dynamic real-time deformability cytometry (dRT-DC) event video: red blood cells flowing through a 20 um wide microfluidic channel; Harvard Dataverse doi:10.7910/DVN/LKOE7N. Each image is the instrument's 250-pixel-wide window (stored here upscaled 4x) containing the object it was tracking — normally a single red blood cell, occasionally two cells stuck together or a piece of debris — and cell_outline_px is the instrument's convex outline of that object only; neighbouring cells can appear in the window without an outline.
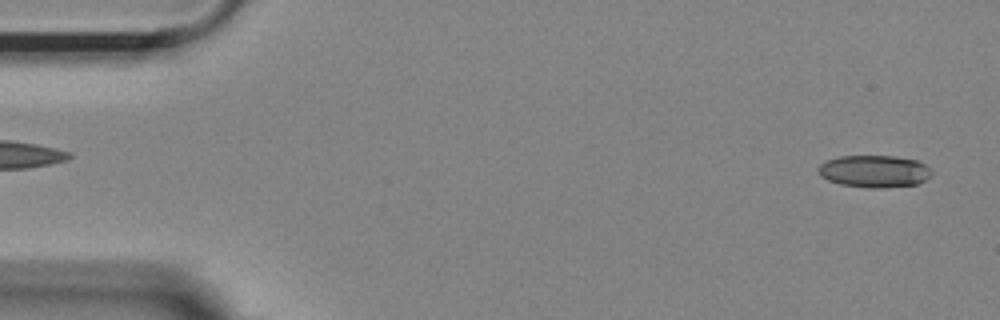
{"species": "Egyptian fruit bat (a non-hibernating species)", "species_latin": "Rousettus aegyptiacus", "temperature_condition": "room temperature", "stored_images_in_passage": 53, "camera_frame_rate_fps": 3000, "um_per_image_px": 0.085, "animal": {"sex": "female"}, "frame": {"image": 1, "passage_image": 2, "time_ms": 0.333, "image_size_px": [1000, 320], "cell_outline_px": [[932, 176], [916, 184], [884, 188], [868, 188], [840, 184], [828, 180], [820, 176], [816, 172], [816, 168], [820, 164], [828, 160], [840, 156], [896, 156], [916, 160], [924, 164], [932, 172]], "centroid_in_image_um": [74.28, 14.56], "position_along_channel_um": 10.7, "area_um2": 21.39}}
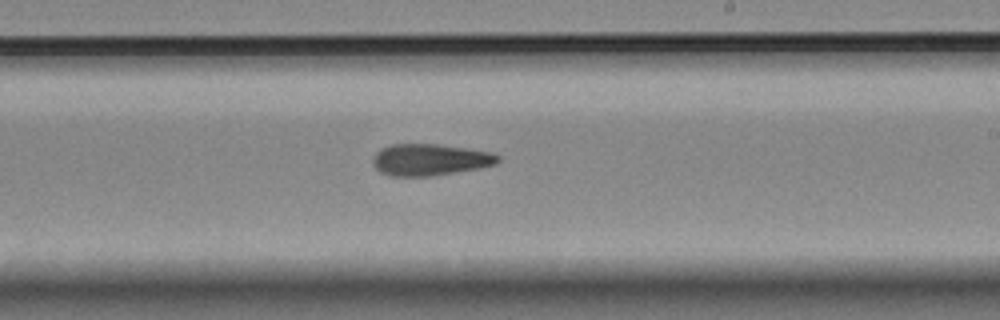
{"frame": {"image": 2, "passage_image": 31, "time_ms": 10.0, "image_size_px": [1000, 320], "cell_outline_px": [[500, 160], [496, 164], [480, 168], [432, 176], [388, 176], [380, 172], [376, 168], [372, 160], [376, 152], [380, 148], [392, 144], [436, 144], [492, 152], [500, 156]], "centroid_in_image_um": [36.54, 13.58], "position_along_channel_um": 252.5, "area_um2": 23.12}}
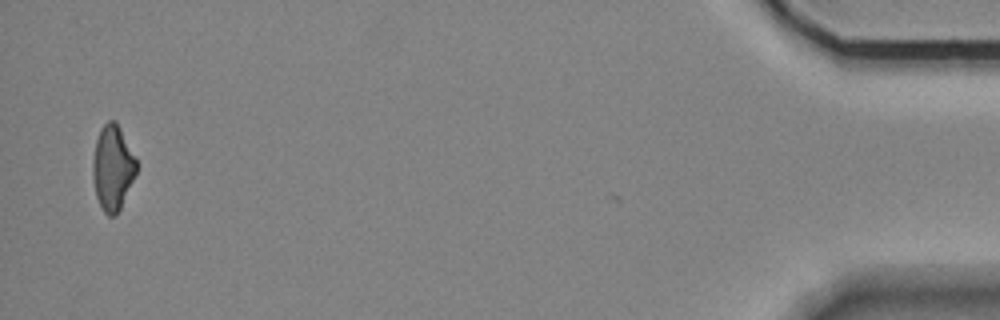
{"frame": {"image": 3, "passage_image": 52, "time_ms": 17.0, "image_size_px": [1000, 320], "cell_outline_px": [[136, 172], [120, 208], [116, 216], [108, 216], [104, 212], [96, 196], [92, 176], [92, 160], [96, 140], [100, 128], [108, 120], [116, 120], [136, 160]], "centroid_in_image_um": [9.54, 14.25], "position_along_channel_um": 425.7, "area_um2": 21.39}, "authors_computed_cell_mechanics": {"area_um2": 22.7732, "velocity_mm_per_s": 3.7017, "shape_relaxation_time_tau1_ms": null, "shape_relaxation_time_tau2_ms": 5.079, "deformation_change_tau1": null, "deformation_change_tau2": 0.144}}